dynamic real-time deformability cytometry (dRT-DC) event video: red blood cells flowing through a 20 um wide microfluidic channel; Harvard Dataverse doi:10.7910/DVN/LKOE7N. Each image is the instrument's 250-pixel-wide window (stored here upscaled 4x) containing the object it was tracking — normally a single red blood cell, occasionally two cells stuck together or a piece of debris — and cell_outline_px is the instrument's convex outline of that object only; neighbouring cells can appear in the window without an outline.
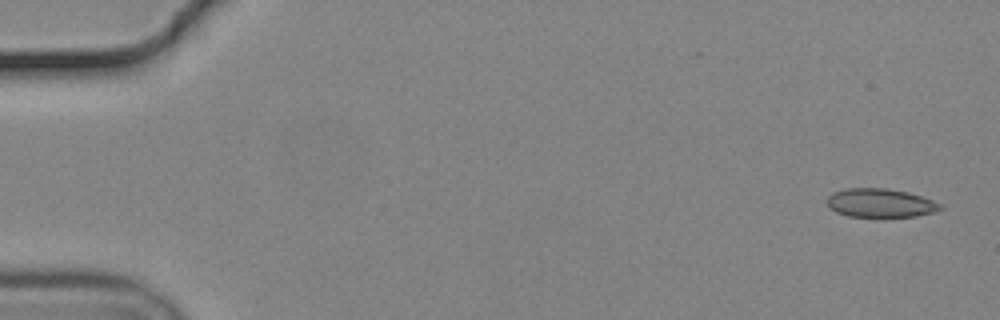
{"species": "common noctule bat (a hibernating species)", "species_latin": "Nyctalus noctula", "temperature_condition": "cold", "stored_images_in_passage": 54, "camera_frame_rate_fps": 3000, "um_per_image_px": 0.085, "animal": {"sex": "male", "body_mass_g": 19.2, "forearm_length_mm": 51.8}, "frame": {"image": 1, "passage_image": 1, "time_ms": 0.0, "image_size_px": [1000, 320], "cell_outline_px": [[944, 208], [932, 212], [916, 216], [848, 216], [836, 212], [828, 208], [824, 200], [832, 192], [844, 188], [888, 188], [908, 192], [932, 200], [940, 204]], "centroid_in_image_um": [74.75, 17.24], "position_along_channel_um": 10.3, "area_um2": 19.02}}
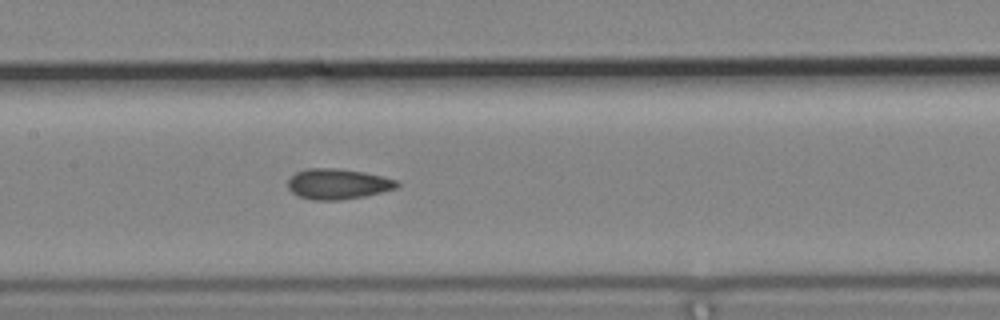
{"frame": {"image": 2, "passage_image": 26, "time_ms": 8.333, "image_size_px": [1000, 320], "cell_outline_px": [[400, 184], [396, 188], [364, 196], [340, 200], [312, 200], [300, 196], [292, 192], [288, 188], [288, 180], [296, 172], [308, 168], [340, 168], [364, 172], [384, 176], [396, 180]], "centroid_in_image_um": [28.72, 15.63], "position_along_channel_um": 178.7, "area_um2": 19.36}}
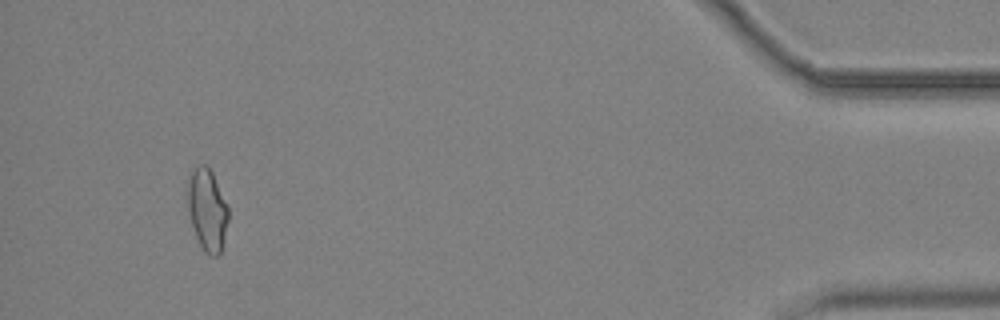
{"frame": {"image": 3, "passage_image": 51, "time_ms": 16.667, "image_size_px": [1000, 320], "cell_outline_px": [[228, 220], [220, 252], [216, 256], [212, 256], [204, 252], [196, 236], [192, 224], [188, 208], [188, 184], [192, 172], [200, 164], [204, 164], [212, 172], [228, 208]], "centroid_in_image_um": [17.62, 17.85], "position_along_channel_um": 417.6, "area_um2": 18.79}, "authors_computed_cell_mechanics": {"area_um2": 18.9584, "velocity_mm_per_s": 3.7202, "shape_relaxation_time_tau1_ms": null, "shape_relaxation_time_tau2_ms": 2.7433, "deformation_change_tau1": null, "deformation_change_tau2": 0.0856}}